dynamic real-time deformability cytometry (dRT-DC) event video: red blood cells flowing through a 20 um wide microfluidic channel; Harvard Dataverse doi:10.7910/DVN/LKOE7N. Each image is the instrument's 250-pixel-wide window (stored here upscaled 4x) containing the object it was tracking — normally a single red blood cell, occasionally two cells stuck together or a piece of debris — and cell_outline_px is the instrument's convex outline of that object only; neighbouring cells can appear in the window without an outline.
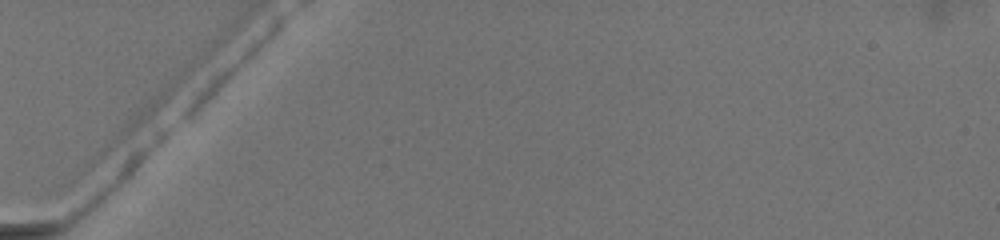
{"species": "common noctule bat (a hibernating species)", "species_latin": "Nyctalus noctula", "temperature_condition": "warm", "stored_images_in_passage": 5, "camera_frame_rate_fps": 3000, "um_per_image_px": 0.085, "animal": {"sex": "female", "body_mass_g": 19.5, "forearm_length_mm": 54.1}, "frame": {"image": 1, "passage_image": 1, "time_ms": 0.0, "image_size_px": [1000, 240], "cell_outline_px": [[284, 20], [280, 28], [192, 116], [184, 116], [184, 108], [212, 80], [276, 20], [284, 16]], "centroid_in_image_um": [19.66, 5.89], "position_along_channel_um": 65.3, "area_um2": 10.0}}